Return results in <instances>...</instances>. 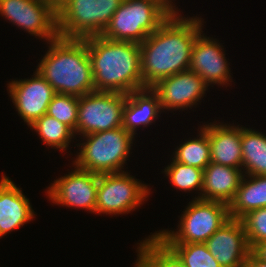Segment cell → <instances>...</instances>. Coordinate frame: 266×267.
Returning <instances> with one entry per match:
<instances>
[{"label":"cell","mask_w":266,"mask_h":267,"mask_svg":"<svg viewBox=\"0 0 266 267\" xmlns=\"http://www.w3.org/2000/svg\"><path fill=\"white\" fill-rule=\"evenodd\" d=\"M33 77L12 80L7 91L18 115L29 126L47 113L48 105L56 94L52 86L36 70Z\"/></svg>","instance_id":"7c38bea8"},{"label":"cell","mask_w":266,"mask_h":267,"mask_svg":"<svg viewBox=\"0 0 266 267\" xmlns=\"http://www.w3.org/2000/svg\"><path fill=\"white\" fill-rule=\"evenodd\" d=\"M68 174L58 177L46 189L48 200L61 207L85 209L96 214L99 175L80 169L72 163Z\"/></svg>","instance_id":"8fae6325"},{"label":"cell","mask_w":266,"mask_h":267,"mask_svg":"<svg viewBox=\"0 0 266 267\" xmlns=\"http://www.w3.org/2000/svg\"><path fill=\"white\" fill-rule=\"evenodd\" d=\"M223 123H209L211 162L242 169L241 126Z\"/></svg>","instance_id":"2e32d148"},{"label":"cell","mask_w":266,"mask_h":267,"mask_svg":"<svg viewBox=\"0 0 266 267\" xmlns=\"http://www.w3.org/2000/svg\"><path fill=\"white\" fill-rule=\"evenodd\" d=\"M208 87L197 73L189 69L165 77L151 88L158 94L162 111L165 112L192 109L201 103Z\"/></svg>","instance_id":"4fadbf2b"},{"label":"cell","mask_w":266,"mask_h":267,"mask_svg":"<svg viewBox=\"0 0 266 267\" xmlns=\"http://www.w3.org/2000/svg\"><path fill=\"white\" fill-rule=\"evenodd\" d=\"M182 212L177 231L154 233L164 244L205 243L230 219L228 205L219 201L193 198Z\"/></svg>","instance_id":"8992f818"},{"label":"cell","mask_w":266,"mask_h":267,"mask_svg":"<svg viewBox=\"0 0 266 267\" xmlns=\"http://www.w3.org/2000/svg\"><path fill=\"white\" fill-rule=\"evenodd\" d=\"M34 217L30 200L10 179L0 189V238L33 221Z\"/></svg>","instance_id":"ac0fdd59"},{"label":"cell","mask_w":266,"mask_h":267,"mask_svg":"<svg viewBox=\"0 0 266 267\" xmlns=\"http://www.w3.org/2000/svg\"><path fill=\"white\" fill-rule=\"evenodd\" d=\"M143 240V241H142ZM137 243V267H184L179 258L153 233Z\"/></svg>","instance_id":"603a6c76"},{"label":"cell","mask_w":266,"mask_h":267,"mask_svg":"<svg viewBox=\"0 0 266 267\" xmlns=\"http://www.w3.org/2000/svg\"><path fill=\"white\" fill-rule=\"evenodd\" d=\"M184 267H222L204 243L165 244Z\"/></svg>","instance_id":"484cf974"},{"label":"cell","mask_w":266,"mask_h":267,"mask_svg":"<svg viewBox=\"0 0 266 267\" xmlns=\"http://www.w3.org/2000/svg\"><path fill=\"white\" fill-rule=\"evenodd\" d=\"M46 114L67 125L77 137L78 96L56 93L48 105Z\"/></svg>","instance_id":"4316f807"},{"label":"cell","mask_w":266,"mask_h":267,"mask_svg":"<svg viewBox=\"0 0 266 267\" xmlns=\"http://www.w3.org/2000/svg\"><path fill=\"white\" fill-rule=\"evenodd\" d=\"M29 127L38 134L45 145L61 152L67 150L72 141L74 142L72 139L76 138L67 125L48 114L42 115Z\"/></svg>","instance_id":"cb8c5ba5"},{"label":"cell","mask_w":266,"mask_h":267,"mask_svg":"<svg viewBox=\"0 0 266 267\" xmlns=\"http://www.w3.org/2000/svg\"><path fill=\"white\" fill-rule=\"evenodd\" d=\"M251 252L258 258L266 262V241L255 244Z\"/></svg>","instance_id":"f1b7e54d"},{"label":"cell","mask_w":266,"mask_h":267,"mask_svg":"<svg viewBox=\"0 0 266 267\" xmlns=\"http://www.w3.org/2000/svg\"><path fill=\"white\" fill-rule=\"evenodd\" d=\"M0 15L46 43L59 36L55 0H0Z\"/></svg>","instance_id":"30bf717a"},{"label":"cell","mask_w":266,"mask_h":267,"mask_svg":"<svg viewBox=\"0 0 266 267\" xmlns=\"http://www.w3.org/2000/svg\"><path fill=\"white\" fill-rule=\"evenodd\" d=\"M266 207V176L244 175L233 200L229 203V216L241 219L249 211Z\"/></svg>","instance_id":"ffe728a7"},{"label":"cell","mask_w":266,"mask_h":267,"mask_svg":"<svg viewBox=\"0 0 266 267\" xmlns=\"http://www.w3.org/2000/svg\"><path fill=\"white\" fill-rule=\"evenodd\" d=\"M204 244L222 267H244L251 251L241 219L230 218Z\"/></svg>","instance_id":"9a60e30c"},{"label":"cell","mask_w":266,"mask_h":267,"mask_svg":"<svg viewBox=\"0 0 266 267\" xmlns=\"http://www.w3.org/2000/svg\"><path fill=\"white\" fill-rule=\"evenodd\" d=\"M171 163L164 168V173L169 178L170 184L180 191L187 192L199 191L194 199H201V191L203 188V169L193 166H187L179 163L172 158Z\"/></svg>","instance_id":"d4e9b609"},{"label":"cell","mask_w":266,"mask_h":267,"mask_svg":"<svg viewBox=\"0 0 266 267\" xmlns=\"http://www.w3.org/2000/svg\"><path fill=\"white\" fill-rule=\"evenodd\" d=\"M36 66L56 93L83 96L95 91L91 59L84 39L57 38Z\"/></svg>","instance_id":"3957f363"},{"label":"cell","mask_w":266,"mask_h":267,"mask_svg":"<svg viewBox=\"0 0 266 267\" xmlns=\"http://www.w3.org/2000/svg\"><path fill=\"white\" fill-rule=\"evenodd\" d=\"M244 175L242 169L210 162L203 170L201 199L229 205Z\"/></svg>","instance_id":"d6986e66"},{"label":"cell","mask_w":266,"mask_h":267,"mask_svg":"<svg viewBox=\"0 0 266 267\" xmlns=\"http://www.w3.org/2000/svg\"><path fill=\"white\" fill-rule=\"evenodd\" d=\"M84 40L95 91L128 94L143 89L139 43L109 40L101 35Z\"/></svg>","instance_id":"7a4b0ae2"},{"label":"cell","mask_w":266,"mask_h":267,"mask_svg":"<svg viewBox=\"0 0 266 267\" xmlns=\"http://www.w3.org/2000/svg\"><path fill=\"white\" fill-rule=\"evenodd\" d=\"M9 177L5 174H2L1 180H0V189L9 181Z\"/></svg>","instance_id":"1f68e13d"},{"label":"cell","mask_w":266,"mask_h":267,"mask_svg":"<svg viewBox=\"0 0 266 267\" xmlns=\"http://www.w3.org/2000/svg\"><path fill=\"white\" fill-rule=\"evenodd\" d=\"M244 267H266V262L258 259L251 251L247 257Z\"/></svg>","instance_id":"f546056e"},{"label":"cell","mask_w":266,"mask_h":267,"mask_svg":"<svg viewBox=\"0 0 266 267\" xmlns=\"http://www.w3.org/2000/svg\"><path fill=\"white\" fill-rule=\"evenodd\" d=\"M134 140L123 127L87 134L76 144L79 152L73 164L98 175L124 172Z\"/></svg>","instance_id":"277c9868"},{"label":"cell","mask_w":266,"mask_h":267,"mask_svg":"<svg viewBox=\"0 0 266 267\" xmlns=\"http://www.w3.org/2000/svg\"><path fill=\"white\" fill-rule=\"evenodd\" d=\"M127 94L94 91L78 97L76 135L112 130L123 125Z\"/></svg>","instance_id":"9c48e42d"},{"label":"cell","mask_w":266,"mask_h":267,"mask_svg":"<svg viewBox=\"0 0 266 267\" xmlns=\"http://www.w3.org/2000/svg\"><path fill=\"white\" fill-rule=\"evenodd\" d=\"M122 0H58L57 30L63 38L101 35Z\"/></svg>","instance_id":"5b68a950"},{"label":"cell","mask_w":266,"mask_h":267,"mask_svg":"<svg viewBox=\"0 0 266 267\" xmlns=\"http://www.w3.org/2000/svg\"><path fill=\"white\" fill-rule=\"evenodd\" d=\"M202 31L196 38L192 51L189 69L197 73L208 86L227 87L233 82L230 63L225 57L224 46L213 37Z\"/></svg>","instance_id":"5bb4252c"},{"label":"cell","mask_w":266,"mask_h":267,"mask_svg":"<svg viewBox=\"0 0 266 267\" xmlns=\"http://www.w3.org/2000/svg\"><path fill=\"white\" fill-rule=\"evenodd\" d=\"M198 131L197 137H190L175 147L172 158L179 163L204 170L211 162L209 123L201 125Z\"/></svg>","instance_id":"7402d4cb"},{"label":"cell","mask_w":266,"mask_h":267,"mask_svg":"<svg viewBox=\"0 0 266 267\" xmlns=\"http://www.w3.org/2000/svg\"><path fill=\"white\" fill-rule=\"evenodd\" d=\"M159 2L165 9H167L171 14H179L180 9L178 10L174 0H156Z\"/></svg>","instance_id":"4dcf8cb0"},{"label":"cell","mask_w":266,"mask_h":267,"mask_svg":"<svg viewBox=\"0 0 266 267\" xmlns=\"http://www.w3.org/2000/svg\"><path fill=\"white\" fill-rule=\"evenodd\" d=\"M170 15L156 0H122L101 36L140 44Z\"/></svg>","instance_id":"52a82bcc"},{"label":"cell","mask_w":266,"mask_h":267,"mask_svg":"<svg viewBox=\"0 0 266 267\" xmlns=\"http://www.w3.org/2000/svg\"><path fill=\"white\" fill-rule=\"evenodd\" d=\"M171 14L153 33L140 43L143 88L189 70L191 51L204 28L203 18Z\"/></svg>","instance_id":"6da1fadb"},{"label":"cell","mask_w":266,"mask_h":267,"mask_svg":"<svg viewBox=\"0 0 266 267\" xmlns=\"http://www.w3.org/2000/svg\"><path fill=\"white\" fill-rule=\"evenodd\" d=\"M241 221L250 249L255 244L266 241V207L249 211Z\"/></svg>","instance_id":"83f0119b"},{"label":"cell","mask_w":266,"mask_h":267,"mask_svg":"<svg viewBox=\"0 0 266 267\" xmlns=\"http://www.w3.org/2000/svg\"><path fill=\"white\" fill-rule=\"evenodd\" d=\"M241 150L244 174L266 176V134L241 126Z\"/></svg>","instance_id":"44dd1931"},{"label":"cell","mask_w":266,"mask_h":267,"mask_svg":"<svg viewBox=\"0 0 266 267\" xmlns=\"http://www.w3.org/2000/svg\"><path fill=\"white\" fill-rule=\"evenodd\" d=\"M161 113L159 96L151 87L130 92L123 108L122 127L135 137L138 128L152 125Z\"/></svg>","instance_id":"e0dca14e"},{"label":"cell","mask_w":266,"mask_h":267,"mask_svg":"<svg viewBox=\"0 0 266 267\" xmlns=\"http://www.w3.org/2000/svg\"><path fill=\"white\" fill-rule=\"evenodd\" d=\"M128 171L99 175L96 213L105 215L129 214L149 198L150 186Z\"/></svg>","instance_id":"ba28073f"}]
</instances>
